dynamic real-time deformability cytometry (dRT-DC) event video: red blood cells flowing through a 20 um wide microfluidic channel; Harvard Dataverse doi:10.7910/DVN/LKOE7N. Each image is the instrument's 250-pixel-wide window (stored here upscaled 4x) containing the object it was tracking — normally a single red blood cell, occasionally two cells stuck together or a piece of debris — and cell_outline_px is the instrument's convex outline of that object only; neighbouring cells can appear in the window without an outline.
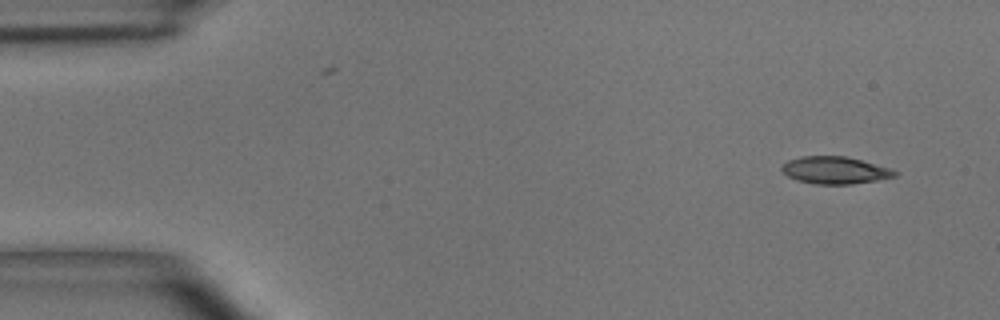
{"species": "common noctule bat (a hibernating species)", "species_latin": "Nyctalus noctula", "temperature_condition": "room temperature", "stored_images_in_passage": 4, "segment_of_instrument_passage": [1, 2], "camera_frame_rate_fps": 3000, "um_per_image_px": 0.085, "animal": {"sex": "male", "body_mass_g": 15.6}, "frame": {"image": 1, "passage_image": 1, "time_ms": 0.0, "image_size_px": [1000, 320], "cell_outline_px": [[896, 176], [876, 180], [852, 184], [816, 184], [796, 180], [788, 176], [780, 168], [780, 164], [788, 160], [800, 156], [844, 156], [860, 160], [888, 168], [896, 172]], "centroid_in_image_um": [70.89, 14.47], "position_along_channel_um": 14.1, "area_um2": 17.74}}